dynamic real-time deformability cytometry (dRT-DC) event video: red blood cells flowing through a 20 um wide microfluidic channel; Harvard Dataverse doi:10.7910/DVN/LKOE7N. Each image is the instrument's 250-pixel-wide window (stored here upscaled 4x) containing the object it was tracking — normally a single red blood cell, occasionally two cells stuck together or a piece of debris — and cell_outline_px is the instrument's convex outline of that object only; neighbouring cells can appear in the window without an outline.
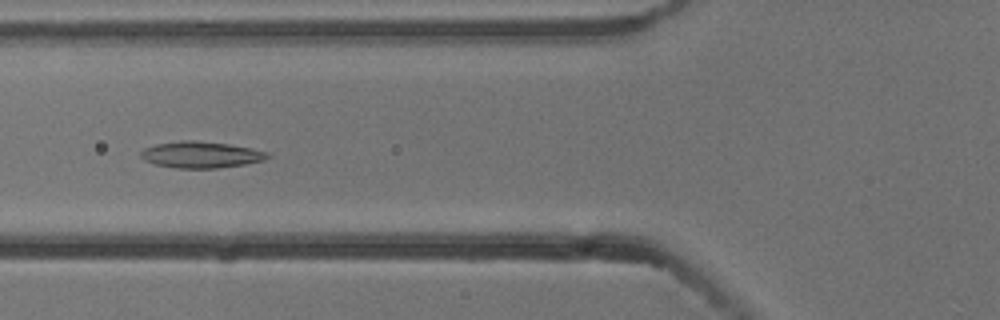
{"species": "common noctule bat (a hibernating species)", "species_latin": "Nyctalus noctula", "temperature_condition": "cold", "stored_images_in_passage": 8, "camera_frame_rate_fps": 3000, "um_per_image_px": 0.085, "animal": {"sex": "male", "body_mass_g": 13.3}, "frame": {"image": 1, "passage_image": 5, "time_ms": 1.333, "image_size_px": [1000, 320], "cell_outline_px": [[272, 156], [264, 160], [244, 164], [216, 168], [176, 168], [156, 164], [144, 160], [140, 156], [140, 152], [144, 148], [156, 144], [184, 140], [192, 140], [228, 144], [252, 148], [268, 152]], "centroid_in_image_um": [17.09, 13.15], "position_along_channel_um": 108.7, "area_um2": 19.42}}
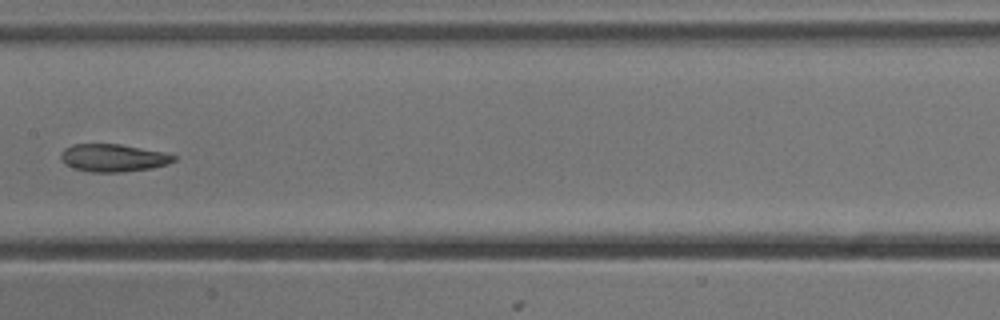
{"frame": {"image": 2, "passage_image": 7, "time_ms": 2.0, "image_size_px": [1000, 320], "cell_outline_px": [[176, 160], [168, 164], [152, 168], [120, 172], [88, 172], [64, 164], [60, 156], [60, 152], [64, 148], [72, 144], [120, 144], [164, 152], [176, 156]], "centroid_in_image_um": [9.61, 13.41], "position_along_channel_um": 197.8, "area_um2": 18.26}}
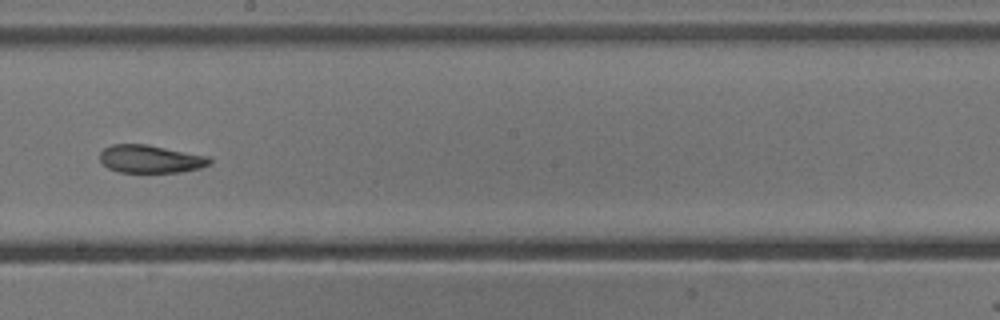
{"frame": {"image": 3, "passage_image": 8, "time_ms": 2.333, "image_size_px": [1000, 320], "cell_outline_px": [[212, 164], [200, 168], [180, 172], [120, 172], [108, 168], [100, 160], [100, 152], [104, 148], [112, 144], [148, 144], [208, 156], [212, 160]], "centroid_in_image_um": [12.81, 13.51], "position_along_channel_um": 235.4, "area_um2": 17.92}}